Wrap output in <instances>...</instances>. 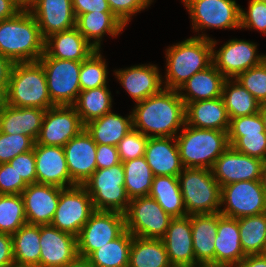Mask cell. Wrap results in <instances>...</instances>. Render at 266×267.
Returning a JSON list of instances; mask_svg holds the SVG:
<instances>
[{"instance_id":"obj_1","label":"cell","mask_w":266,"mask_h":267,"mask_svg":"<svg viewBox=\"0 0 266 267\" xmlns=\"http://www.w3.org/2000/svg\"><path fill=\"white\" fill-rule=\"evenodd\" d=\"M136 105L132 111L133 128L149 138L176 137L185 125V104L178 90L164 88Z\"/></svg>"},{"instance_id":"obj_2","label":"cell","mask_w":266,"mask_h":267,"mask_svg":"<svg viewBox=\"0 0 266 267\" xmlns=\"http://www.w3.org/2000/svg\"><path fill=\"white\" fill-rule=\"evenodd\" d=\"M45 39L28 9L0 21V54L13 63L38 61L44 54Z\"/></svg>"},{"instance_id":"obj_3","label":"cell","mask_w":266,"mask_h":267,"mask_svg":"<svg viewBox=\"0 0 266 267\" xmlns=\"http://www.w3.org/2000/svg\"><path fill=\"white\" fill-rule=\"evenodd\" d=\"M166 89L178 90L196 72L202 71L213 63L212 39L205 34L193 36L166 51Z\"/></svg>"},{"instance_id":"obj_4","label":"cell","mask_w":266,"mask_h":267,"mask_svg":"<svg viewBox=\"0 0 266 267\" xmlns=\"http://www.w3.org/2000/svg\"><path fill=\"white\" fill-rule=\"evenodd\" d=\"M7 105L47 110L52 103L44 68L39 61L14 63L7 88Z\"/></svg>"},{"instance_id":"obj_5","label":"cell","mask_w":266,"mask_h":267,"mask_svg":"<svg viewBox=\"0 0 266 267\" xmlns=\"http://www.w3.org/2000/svg\"><path fill=\"white\" fill-rule=\"evenodd\" d=\"M175 137L184 168L212 169L216 159L230 146L228 132L184 125Z\"/></svg>"},{"instance_id":"obj_6","label":"cell","mask_w":266,"mask_h":267,"mask_svg":"<svg viewBox=\"0 0 266 267\" xmlns=\"http://www.w3.org/2000/svg\"><path fill=\"white\" fill-rule=\"evenodd\" d=\"M178 181L187 215L219 213L221 187L211 169L184 168Z\"/></svg>"},{"instance_id":"obj_7","label":"cell","mask_w":266,"mask_h":267,"mask_svg":"<svg viewBox=\"0 0 266 267\" xmlns=\"http://www.w3.org/2000/svg\"><path fill=\"white\" fill-rule=\"evenodd\" d=\"M122 162L110 168L96 169L82 185L92 198L95 210L125 214L130 203L125 187Z\"/></svg>"},{"instance_id":"obj_8","label":"cell","mask_w":266,"mask_h":267,"mask_svg":"<svg viewBox=\"0 0 266 267\" xmlns=\"http://www.w3.org/2000/svg\"><path fill=\"white\" fill-rule=\"evenodd\" d=\"M48 92L54 105L72 106L80 93L79 74L82 62L42 56Z\"/></svg>"},{"instance_id":"obj_9","label":"cell","mask_w":266,"mask_h":267,"mask_svg":"<svg viewBox=\"0 0 266 267\" xmlns=\"http://www.w3.org/2000/svg\"><path fill=\"white\" fill-rule=\"evenodd\" d=\"M172 217L150 196L130 200L125 213L126 230L132 236L161 239Z\"/></svg>"},{"instance_id":"obj_10","label":"cell","mask_w":266,"mask_h":267,"mask_svg":"<svg viewBox=\"0 0 266 267\" xmlns=\"http://www.w3.org/2000/svg\"><path fill=\"white\" fill-rule=\"evenodd\" d=\"M94 211L92 198L82 185L63 188L50 225L78 237Z\"/></svg>"},{"instance_id":"obj_11","label":"cell","mask_w":266,"mask_h":267,"mask_svg":"<svg viewBox=\"0 0 266 267\" xmlns=\"http://www.w3.org/2000/svg\"><path fill=\"white\" fill-rule=\"evenodd\" d=\"M125 230V214L95 210L77 237L78 256L88 258Z\"/></svg>"},{"instance_id":"obj_12","label":"cell","mask_w":266,"mask_h":267,"mask_svg":"<svg viewBox=\"0 0 266 267\" xmlns=\"http://www.w3.org/2000/svg\"><path fill=\"white\" fill-rule=\"evenodd\" d=\"M224 204L225 208L219 212L236 219L266 212V193L261 181H240L222 186L221 206Z\"/></svg>"},{"instance_id":"obj_13","label":"cell","mask_w":266,"mask_h":267,"mask_svg":"<svg viewBox=\"0 0 266 267\" xmlns=\"http://www.w3.org/2000/svg\"><path fill=\"white\" fill-rule=\"evenodd\" d=\"M192 19L193 30L240 28L241 8L235 0H182Z\"/></svg>"},{"instance_id":"obj_14","label":"cell","mask_w":266,"mask_h":267,"mask_svg":"<svg viewBox=\"0 0 266 267\" xmlns=\"http://www.w3.org/2000/svg\"><path fill=\"white\" fill-rule=\"evenodd\" d=\"M84 128L85 125L73 106L55 105L45 112L36 144L63 147Z\"/></svg>"},{"instance_id":"obj_15","label":"cell","mask_w":266,"mask_h":267,"mask_svg":"<svg viewBox=\"0 0 266 267\" xmlns=\"http://www.w3.org/2000/svg\"><path fill=\"white\" fill-rule=\"evenodd\" d=\"M228 141L234 150L266 162V131L259 112L231 118Z\"/></svg>"},{"instance_id":"obj_16","label":"cell","mask_w":266,"mask_h":267,"mask_svg":"<svg viewBox=\"0 0 266 267\" xmlns=\"http://www.w3.org/2000/svg\"><path fill=\"white\" fill-rule=\"evenodd\" d=\"M216 42L212 39L213 64L227 79H235L240 73L261 64L266 59V55L256 53L257 45L253 42L232 39L217 52L214 49Z\"/></svg>"},{"instance_id":"obj_17","label":"cell","mask_w":266,"mask_h":267,"mask_svg":"<svg viewBox=\"0 0 266 267\" xmlns=\"http://www.w3.org/2000/svg\"><path fill=\"white\" fill-rule=\"evenodd\" d=\"M265 161L240 153L229 146L215 161L212 173L220 187L231 183L260 180Z\"/></svg>"},{"instance_id":"obj_18","label":"cell","mask_w":266,"mask_h":267,"mask_svg":"<svg viewBox=\"0 0 266 267\" xmlns=\"http://www.w3.org/2000/svg\"><path fill=\"white\" fill-rule=\"evenodd\" d=\"M40 267H65L78 256L77 237L51 225H40Z\"/></svg>"},{"instance_id":"obj_19","label":"cell","mask_w":266,"mask_h":267,"mask_svg":"<svg viewBox=\"0 0 266 267\" xmlns=\"http://www.w3.org/2000/svg\"><path fill=\"white\" fill-rule=\"evenodd\" d=\"M63 188L50 184H29L22 192L27 224L50 225Z\"/></svg>"},{"instance_id":"obj_20","label":"cell","mask_w":266,"mask_h":267,"mask_svg":"<svg viewBox=\"0 0 266 267\" xmlns=\"http://www.w3.org/2000/svg\"><path fill=\"white\" fill-rule=\"evenodd\" d=\"M96 147L85 128L63 146L68 172L76 185H83L97 169Z\"/></svg>"},{"instance_id":"obj_21","label":"cell","mask_w":266,"mask_h":267,"mask_svg":"<svg viewBox=\"0 0 266 267\" xmlns=\"http://www.w3.org/2000/svg\"><path fill=\"white\" fill-rule=\"evenodd\" d=\"M28 10L36 19L44 39L76 27L72 0H37Z\"/></svg>"},{"instance_id":"obj_22","label":"cell","mask_w":266,"mask_h":267,"mask_svg":"<svg viewBox=\"0 0 266 267\" xmlns=\"http://www.w3.org/2000/svg\"><path fill=\"white\" fill-rule=\"evenodd\" d=\"M33 150L37 183L55 185L61 188L76 186L68 172L63 147L35 143ZM67 183L69 186H66Z\"/></svg>"},{"instance_id":"obj_23","label":"cell","mask_w":266,"mask_h":267,"mask_svg":"<svg viewBox=\"0 0 266 267\" xmlns=\"http://www.w3.org/2000/svg\"><path fill=\"white\" fill-rule=\"evenodd\" d=\"M161 239L173 267H193L199 264L193 251L190 215L172 218Z\"/></svg>"},{"instance_id":"obj_24","label":"cell","mask_w":266,"mask_h":267,"mask_svg":"<svg viewBox=\"0 0 266 267\" xmlns=\"http://www.w3.org/2000/svg\"><path fill=\"white\" fill-rule=\"evenodd\" d=\"M174 139L175 137L148 138L144 157L154 176L178 177L183 171L178 145Z\"/></svg>"},{"instance_id":"obj_25","label":"cell","mask_w":266,"mask_h":267,"mask_svg":"<svg viewBox=\"0 0 266 267\" xmlns=\"http://www.w3.org/2000/svg\"><path fill=\"white\" fill-rule=\"evenodd\" d=\"M96 50L76 27L45 38L44 54L51 58L82 62Z\"/></svg>"},{"instance_id":"obj_26","label":"cell","mask_w":266,"mask_h":267,"mask_svg":"<svg viewBox=\"0 0 266 267\" xmlns=\"http://www.w3.org/2000/svg\"><path fill=\"white\" fill-rule=\"evenodd\" d=\"M121 85L135 102L159 93L163 81L155 65H137L115 72Z\"/></svg>"},{"instance_id":"obj_27","label":"cell","mask_w":266,"mask_h":267,"mask_svg":"<svg viewBox=\"0 0 266 267\" xmlns=\"http://www.w3.org/2000/svg\"><path fill=\"white\" fill-rule=\"evenodd\" d=\"M214 245L216 265L234 267L246 257L241 247L238 219L218 213V228Z\"/></svg>"},{"instance_id":"obj_28","label":"cell","mask_w":266,"mask_h":267,"mask_svg":"<svg viewBox=\"0 0 266 267\" xmlns=\"http://www.w3.org/2000/svg\"><path fill=\"white\" fill-rule=\"evenodd\" d=\"M185 124L201 129L228 132L230 119L222 97L187 103Z\"/></svg>"},{"instance_id":"obj_29","label":"cell","mask_w":266,"mask_h":267,"mask_svg":"<svg viewBox=\"0 0 266 267\" xmlns=\"http://www.w3.org/2000/svg\"><path fill=\"white\" fill-rule=\"evenodd\" d=\"M193 251L199 264H215L218 213L190 215Z\"/></svg>"},{"instance_id":"obj_30","label":"cell","mask_w":266,"mask_h":267,"mask_svg":"<svg viewBox=\"0 0 266 267\" xmlns=\"http://www.w3.org/2000/svg\"><path fill=\"white\" fill-rule=\"evenodd\" d=\"M46 110L6 105L0 111V132L25 134L37 140Z\"/></svg>"},{"instance_id":"obj_31","label":"cell","mask_w":266,"mask_h":267,"mask_svg":"<svg viewBox=\"0 0 266 267\" xmlns=\"http://www.w3.org/2000/svg\"><path fill=\"white\" fill-rule=\"evenodd\" d=\"M227 78L212 63L206 69L196 72L179 89L184 104L219 98L222 96L224 82ZM186 90L188 93L180 92Z\"/></svg>"},{"instance_id":"obj_32","label":"cell","mask_w":266,"mask_h":267,"mask_svg":"<svg viewBox=\"0 0 266 267\" xmlns=\"http://www.w3.org/2000/svg\"><path fill=\"white\" fill-rule=\"evenodd\" d=\"M124 27L112 12H90L81 14L76 18V28L78 31L95 50L99 51L101 39L106 33L116 37ZM91 39L93 42H91Z\"/></svg>"},{"instance_id":"obj_33","label":"cell","mask_w":266,"mask_h":267,"mask_svg":"<svg viewBox=\"0 0 266 267\" xmlns=\"http://www.w3.org/2000/svg\"><path fill=\"white\" fill-rule=\"evenodd\" d=\"M85 129L96 144L117 146L133 129L132 113L127 118L112 112L104 114L85 124Z\"/></svg>"},{"instance_id":"obj_34","label":"cell","mask_w":266,"mask_h":267,"mask_svg":"<svg viewBox=\"0 0 266 267\" xmlns=\"http://www.w3.org/2000/svg\"><path fill=\"white\" fill-rule=\"evenodd\" d=\"M149 196L172 218L187 216L178 177L154 176Z\"/></svg>"},{"instance_id":"obj_35","label":"cell","mask_w":266,"mask_h":267,"mask_svg":"<svg viewBox=\"0 0 266 267\" xmlns=\"http://www.w3.org/2000/svg\"><path fill=\"white\" fill-rule=\"evenodd\" d=\"M14 263L40 267V225L25 224L12 234Z\"/></svg>"},{"instance_id":"obj_36","label":"cell","mask_w":266,"mask_h":267,"mask_svg":"<svg viewBox=\"0 0 266 267\" xmlns=\"http://www.w3.org/2000/svg\"><path fill=\"white\" fill-rule=\"evenodd\" d=\"M128 267H173L162 239L133 236Z\"/></svg>"},{"instance_id":"obj_37","label":"cell","mask_w":266,"mask_h":267,"mask_svg":"<svg viewBox=\"0 0 266 267\" xmlns=\"http://www.w3.org/2000/svg\"><path fill=\"white\" fill-rule=\"evenodd\" d=\"M232 81L233 79L225 80L221 96L229 119L259 112L261 103L236 79Z\"/></svg>"},{"instance_id":"obj_38","label":"cell","mask_w":266,"mask_h":267,"mask_svg":"<svg viewBox=\"0 0 266 267\" xmlns=\"http://www.w3.org/2000/svg\"><path fill=\"white\" fill-rule=\"evenodd\" d=\"M112 97L107 86L80 91L72 105L79 114L82 123L102 117L111 112Z\"/></svg>"},{"instance_id":"obj_39","label":"cell","mask_w":266,"mask_h":267,"mask_svg":"<svg viewBox=\"0 0 266 267\" xmlns=\"http://www.w3.org/2000/svg\"><path fill=\"white\" fill-rule=\"evenodd\" d=\"M133 236L125 230L118 238L94 251L89 257L93 267H128Z\"/></svg>"},{"instance_id":"obj_40","label":"cell","mask_w":266,"mask_h":267,"mask_svg":"<svg viewBox=\"0 0 266 267\" xmlns=\"http://www.w3.org/2000/svg\"><path fill=\"white\" fill-rule=\"evenodd\" d=\"M238 228L246 256L266 253V212L239 218Z\"/></svg>"},{"instance_id":"obj_41","label":"cell","mask_w":266,"mask_h":267,"mask_svg":"<svg viewBox=\"0 0 266 267\" xmlns=\"http://www.w3.org/2000/svg\"><path fill=\"white\" fill-rule=\"evenodd\" d=\"M125 172V191L128 198L149 196L154 174L145 157L122 162Z\"/></svg>"},{"instance_id":"obj_42","label":"cell","mask_w":266,"mask_h":267,"mask_svg":"<svg viewBox=\"0 0 266 267\" xmlns=\"http://www.w3.org/2000/svg\"><path fill=\"white\" fill-rule=\"evenodd\" d=\"M27 224L21 194H0V233L14 234Z\"/></svg>"},{"instance_id":"obj_43","label":"cell","mask_w":266,"mask_h":267,"mask_svg":"<svg viewBox=\"0 0 266 267\" xmlns=\"http://www.w3.org/2000/svg\"><path fill=\"white\" fill-rule=\"evenodd\" d=\"M107 65L102 59L99 50L93 52L86 60L82 61L79 74L81 91L107 86Z\"/></svg>"},{"instance_id":"obj_44","label":"cell","mask_w":266,"mask_h":267,"mask_svg":"<svg viewBox=\"0 0 266 267\" xmlns=\"http://www.w3.org/2000/svg\"><path fill=\"white\" fill-rule=\"evenodd\" d=\"M36 141L25 134L0 132V164L8 163L19 154L33 150Z\"/></svg>"},{"instance_id":"obj_45","label":"cell","mask_w":266,"mask_h":267,"mask_svg":"<svg viewBox=\"0 0 266 267\" xmlns=\"http://www.w3.org/2000/svg\"><path fill=\"white\" fill-rule=\"evenodd\" d=\"M261 104L266 103V59L235 78Z\"/></svg>"},{"instance_id":"obj_46","label":"cell","mask_w":266,"mask_h":267,"mask_svg":"<svg viewBox=\"0 0 266 267\" xmlns=\"http://www.w3.org/2000/svg\"><path fill=\"white\" fill-rule=\"evenodd\" d=\"M148 138L134 128L130 130L117 145L120 162L143 157Z\"/></svg>"},{"instance_id":"obj_47","label":"cell","mask_w":266,"mask_h":267,"mask_svg":"<svg viewBox=\"0 0 266 267\" xmlns=\"http://www.w3.org/2000/svg\"><path fill=\"white\" fill-rule=\"evenodd\" d=\"M248 12L241 8L240 28H253L266 34V3L250 0Z\"/></svg>"},{"instance_id":"obj_48","label":"cell","mask_w":266,"mask_h":267,"mask_svg":"<svg viewBox=\"0 0 266 267\" xmlns=\"http://www.w3.org/2000/svg\"><path fill=\"white\" fill-rule=\"evenodd\" d=\"M27 186L9 162L0 164V194H22Z\"/></svg>"},{"instance_id":"obj_49","label":"cell","mask_w":266,"mask_h":267,"mask_svg":"<svg viewBox=\"0 0 266 267\" xmlns=\"http://www.w3.org/2000/svg\"><path fill=\"white\" fill-rule=\"evenodd\" d=\"M111 12L126 27L132 15L150 5L152 0H107Z\"/></svg>"},{"instance_id":"obj_50","label":"cell","mask_w":266,"mask_h":267,"mask_svg":"<svg viewBox=\"0 0 266 267\" xmlns=\"http://www.w3.org/2000/svg\"><path fill=\"white\" fill-rule=\"evenodd\" d=\"M9 163L27 185L37 183L34 150L17 155Z\"/></svg>"},{"instance_id":"obj_51","label":"cell","mask_w":266,"mask_h":267,"mask_svg":"<svg viewBox=\"0 0 266 267\" xmlns=\"http://www.w3.org/2000/svg\"><path fill=\"white\" fill-rule=\"evenodd\" d=\"M120 163L117 146L97 144L96 166L97 169L110 168Z\"/></svg>"},{"instance_id":"obj_52","label":"cell","mask_w":266,"mask_h":267,"mask_svg":"<svg viewBox=\"0 0 266 267\" xmlns=\"http://www.w3.org/2000/svg\"><path fill=\"white\" fill-rule=\"evenodd\" d=\"M76 18L90 12H111L107 0H72Z\"/></svg>"},{"instance_id":"obj_53","label":"cell","mask_w":266,"mask_h":267,"mask_svg":"<svg viewBox=\"0 0 266 267\" xmlns=\"http://www.w3.org/2000/svg\"><path fill=\"white\" fill-rule=\"evenodd\" d=\"M14 265L12 235L0 233V267Z\"/></svg>"},{"instance_id":"obj_54","label":"cell","mask_w":266,"mask_h":267,"mask_svg":"<svg viewBox=\"0 0 266 267\" xmlns=\"http://www.w3.org/2000/svg\"><path fill=\"white\" fill-rule=\"evenodd\" d=\"M21 10L18 0H0V21L14 17Z\"/></svg>"},{"instance_id":"obj_55","label":"cell","mask_w":266,"mask_h":267,"mask_svg":"<svg viewBox=\"0 0 266 267\" xmlns=\"http://www.w3.org/2000/svg\"><path fill=\"white\" fill-rule=\"evenodd\" d=\"M234 267H266V253L247 255Z\"/></svg>"},{"instance_id":"obj_56","label":"cell","mask_w":266,"mask_h":267,"mask_svg":"<svg viewBox=\"0 0 266 267\" xmlns=\"http://www.w3.org/2000/svg\"><path fill=\"white\" fill-rule=\"evenodd\" d=\"M13 62L0 54V85H8Z\"/></svg>"},{"instance_id":"obj_57","label":"cell","mask_w":266,"mask_h":267,"mask_svg":"<svg viewBox=\"0 0 266 267\" xmlns=\"http://www.w3.org/2000/svg\"><path fill=\"white\" fill-rule=\"evenodd\" d=\"M65 267H93L89 259L86 257L77 256L73 261Z\"/></svg>"},{"instance_id":"obj_58","label":"cell","mask_w":266,"mask_h":267,"mask_svg":"<svg viewBox=\"0 0 266 267\" xmlns=\"http://www.w3.org/2000/svg\"><path fill=\"white\" fill-rule=\"evenodd\" d=\"M8 85H0V111L7 105Z\"/></svg>"},{"instance_id":"obj_59","label":"cell","mask_w":266,"mask_h":267,"mask_svg":"<svg viewBox=\"0 0 266 267\" xmlns=\"http://www.w3.org/2000/svg\"><path fill=\"white\" fill-rule=\"evenodd\" d=\"M37 0H18L19 5L22 9H28Z\"/></svg>"},{"instance_id":"obj_60","label":"cell","mask_w":266,"mask_h":267,"mask_svg":"<svg viewBox=\"0 0 266 267\" xmlns=\"http://www.w3.org/2000/svg\"><path fill=\"white\" fill-rule=\"evenodd\" d=\"M259 113L262 117L263 123H264V128L266 131V103L261 104Z\"/></svg>"},{"instance_id":"obj_61","label":"cell","mask_w":266,"mask_h":267,"mask_svg":"<svg viewBox=\"0 0 266 267\" xmlns=\"http://www.w3.org/2000/svg\"><path fill=\"white\" fill-rule=\"evenodd\" d=\"M261 184L262 188L265 190L266 193V162L264 163L263 169H262V174H261Z\"/></svg>"},{"instance_id":"obj_62","label":"cell","mask_w":266,"mask_h":267,"mask_svg":"<svg viewBox=\"0 0 266 267\" xmlns=\"http://www.w3.org/2000/svg\"><path fill=\"white\" fill-rule=\"evenodd\" d=\"M193 267H226V266L208 263V264H196Z\"/></svg>"},{"instance_id":"obj_63","label":"cell","mask_w":266,"mask_h":267,"mask_svg":"<svg viewBox=\"0 0 266 267\" xmlns=\"http://www.w3.org/2000/svg\"><path fill=\"white\" fill-rule=\"evenodd\" d=\"M13 267H28V266H18V265H14ZM30 267V266H29Z\"/></svg>"}]
</instances>
